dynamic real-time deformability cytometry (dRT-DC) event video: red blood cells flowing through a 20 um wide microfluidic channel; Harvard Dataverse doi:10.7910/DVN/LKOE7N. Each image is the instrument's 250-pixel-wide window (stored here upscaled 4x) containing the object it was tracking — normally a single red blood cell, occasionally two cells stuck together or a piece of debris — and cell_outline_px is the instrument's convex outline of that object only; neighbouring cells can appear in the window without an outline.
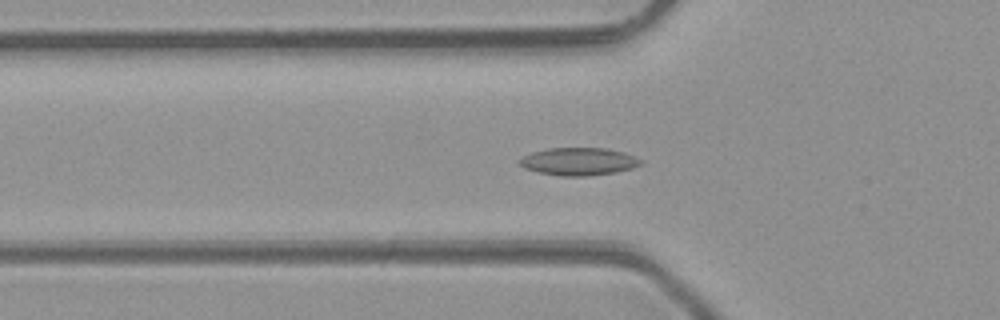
{"species": "common noctule bat (a hibernating species)", "species_latin": "Nyctalus noctula", "temperature_condition": "room temperature", "stored_images_in_passage": 49, "camera_frame_rate_fps": 3000, "um_per_image_px": 0.085, "animal": {"sex": "male", "body_mass_g": 23.1, "forearm_length_mm": 52.7}, "frame": {"image": 1, "passage_image": 17, "time_ms": 5.333, "image_size_px": [1000, 320], "cell_outline_px": [[644, 164], [632, 168], [616, 172], [588, 176], [560, 176], [536, 172], [524, 168], [516, 160], [532, 152], [548, 148], [608, 148], [624, 152], [644, 160]], "centroid_in_image_um": [49.2, 13.73], "position_along_channel_um": 76.6, "area_um2": 19.83}}
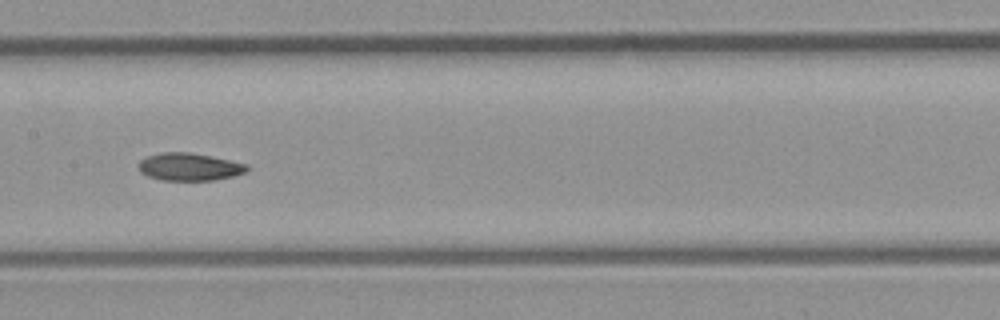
{"frame": {"image": 2, "passage_image": 25, "time_ms": 8.0, "image_size_px": [1000, 320], "cell_outline_px": [[248, 172], [236, 176], [216, 180], [160, 180], [148, 176], [140, 172], [140, 160], [144, 156], [160, 152], [188, 152], [212, 156], [248, 164]], "centroid_in_image_um": [16.12, 14.18], "position_along_channel_um": 191.3, "area_um2": 17.69}}
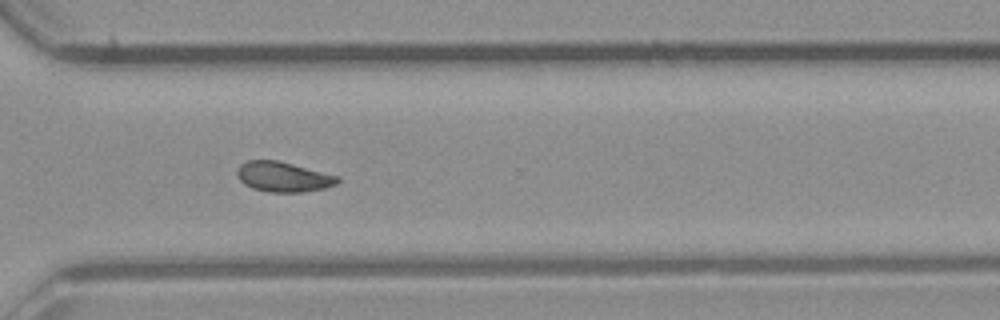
{"frame": {"image": 3, "passage_image": 36, "time_ms": 11.667, "image_size_px": [1000, 320], "cell_outline_px": [[340, 180], [336, 184], [324, 188], [300, 192], [268, 192], [252, 188], [244, 184], [236, 176], [236, 168], [240, 164], [248, 160], [276, 160], [340, 176]], "centroid_in_image_um": [24.04, 15.03], "position_along_channel_um": 346.6, "area_um2": 17.63}, "authors_computed_cell_mechanics": {"area_um2": 17.8024, "velocity_mm_per_s": 4.2435, "shape_relaxation_time_tau1_ms": null, "shape_relaxation_time_tau2_ms": 4.3045, "deformation_change_tau1": null, "deformation_change_tau2": 0.0923}}